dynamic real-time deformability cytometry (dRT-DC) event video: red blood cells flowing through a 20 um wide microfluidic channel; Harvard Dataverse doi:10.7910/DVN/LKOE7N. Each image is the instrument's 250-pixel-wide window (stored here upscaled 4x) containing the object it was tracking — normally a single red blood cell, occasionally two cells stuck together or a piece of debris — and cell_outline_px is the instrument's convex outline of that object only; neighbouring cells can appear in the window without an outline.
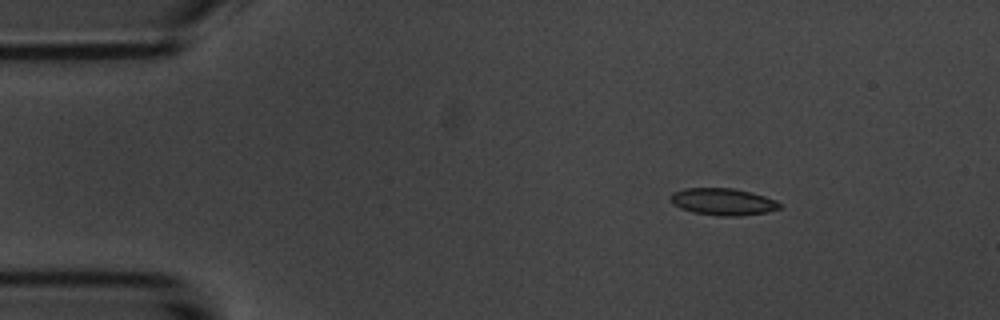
{"species": "common noctule bat (a hibernating species)", "species_latin": "Nyctalus noctula", "temperature_condition": "room temperature", "stored_images_in_passage": 4, "camera_frame_rate_fps": 3000, "um_per_image_px": 0.085, "animal": {"sex": "male", "body_mass_g": 20.1, "forearm_length_mm": 53.5}, "frame": {"image": 1, "passage_image": 2, "time_ms": 1.0, "image_size_px": [1000, 320], "cell_outline_px": [[780, 208], [768, 212], [736, 216], [720, 216], [692, 212], [680, 208], [672, 204], [668, 196], [672, 192], [684, 188], [732, 188], [752, 192], [776, 200], [780, 204]], "centroid_in_image_um": [61.4, 17.14], "position_along_channel_um": 23.6, "area_um2": 17.28}}
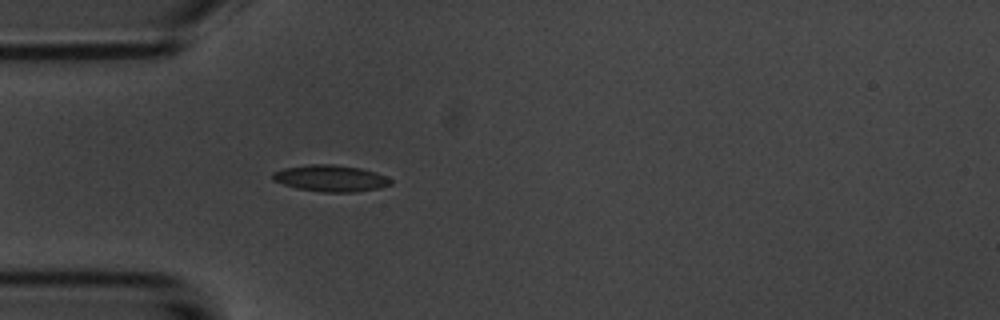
{"frame": {"image": 2, "passage_image": 4, "time_ms": 3.667, "image_size_px": [1000, 320], "cell_outline_px": [[392, 184], [380, 188], [356, 192], [320, 192], [296, 188], [272, 180], [272, 172], [284, 168], [308, 164], [332, 164], [360, 168], [376, 172], [392, 180]], "centroid_in_image_um": [28.09, 15.16], "position_along_channel_um": 56.9, "area_um2": 18.32}}